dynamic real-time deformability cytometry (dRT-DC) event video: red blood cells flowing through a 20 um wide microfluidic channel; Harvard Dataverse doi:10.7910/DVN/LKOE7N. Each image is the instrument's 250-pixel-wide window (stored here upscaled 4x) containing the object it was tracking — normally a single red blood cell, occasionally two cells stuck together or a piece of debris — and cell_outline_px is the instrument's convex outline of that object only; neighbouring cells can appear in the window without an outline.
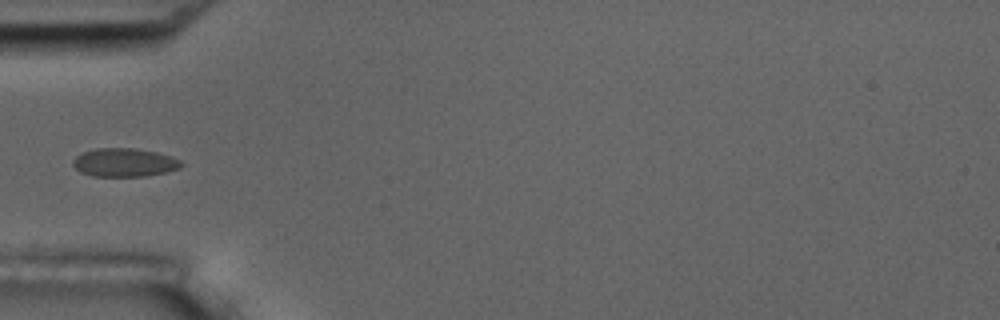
{"species": "common noctule bat (a hibernating species)", "species_latin": "Nyctalus noctula", "temperature_condition": "room temperature", "stored_images_in_passage": 1, "camera_frame_rate_fps": 3000, "um_per_image_px": 0.085, "animal": {"sex": "male", "body_mass_g": 17.5, "forearm_length_mm": 52.3}, "frame": {"image": 1, "passage_image": 1, "time_ms": 0.0, "image_size_px": [1000, 320], "cell_outline_px": [[184, 164], [180, 168], [164, 172], [144, 176], [92, 176], [80, 172], [72, 164], [72, 160], [76, 156], [84, 152], [96, 148], [132, 148], [156, 152], [180, 160]], "centroid_in_image_um": [10.54, 13.81], "position_along_channel_um": 74.5, "area_um2": 17.8}}